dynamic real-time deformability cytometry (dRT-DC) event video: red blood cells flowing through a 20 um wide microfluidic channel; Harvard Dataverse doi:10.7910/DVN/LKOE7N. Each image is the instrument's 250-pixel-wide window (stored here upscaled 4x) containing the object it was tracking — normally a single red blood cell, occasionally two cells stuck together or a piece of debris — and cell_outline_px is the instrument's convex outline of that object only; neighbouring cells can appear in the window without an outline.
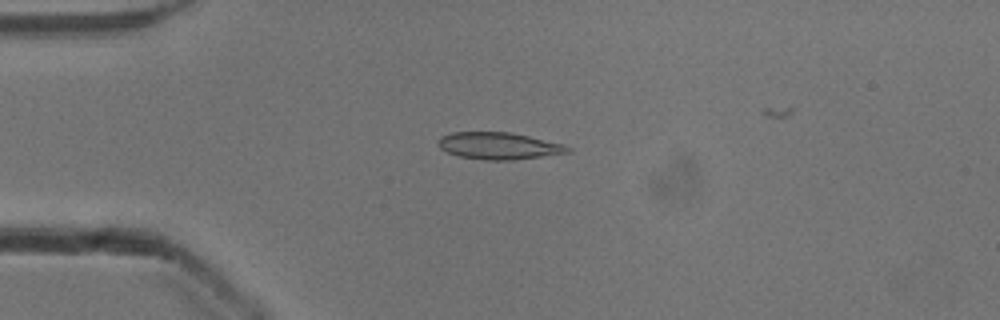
{"species": "common noctule bat (a hibernating species)", "species_latin": "Nyctalus noctula", "temperature_condition": "cold", "stored_images_in_passage": 41, "camera_frame_rate_fps": 3000, "um_per_image_px": 0.085, "animal": {"sex": "male", "body_mass_g": 13.3}, "frame": {"image": 1, "passage_image": 5, "time_ms": 1.333, "image_size_px": [1000, 320], "cell_outline_px": [[572, 152], [512, 160], [488, 160], [460, 156], [448, 152], [440, 148], [436, 144], [436, 140], [440, 136], [452, 132], [508, 132], [528, 136], [560, 144], [572, 148]], "centroid_in_image_um": [42.34, 12.39], "position_along_channel_um": 42.7, "area_um2": 20.17}}
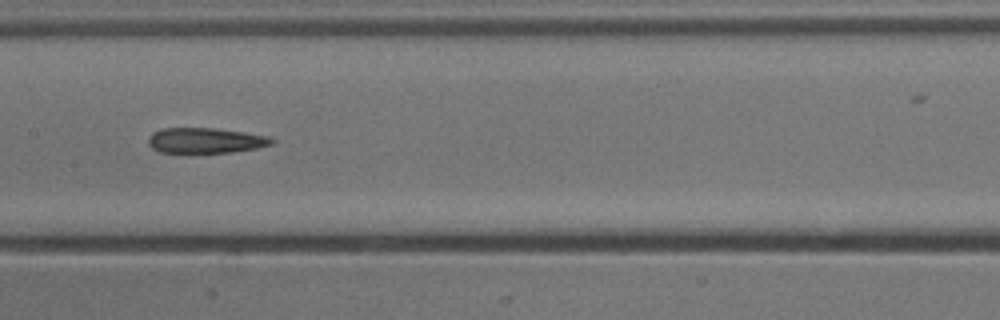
{"frame": {"image": 2, "passage_image": 18, "time_ms": 5.667, "image_size_px": [1000, 320], "cell_outline_px": [[276, 140], [272, 144], [256, 148], [232, 152], [160, 152], [152, 148], [148, 144], [148, 136], [152, 132], [160, 128], [212, 128], [244, 132], [268, 136]], "centroid_in_image_um": [17.44, 11.93], "position_along_channel_um": 190.0, "area_um2": 18.21}}
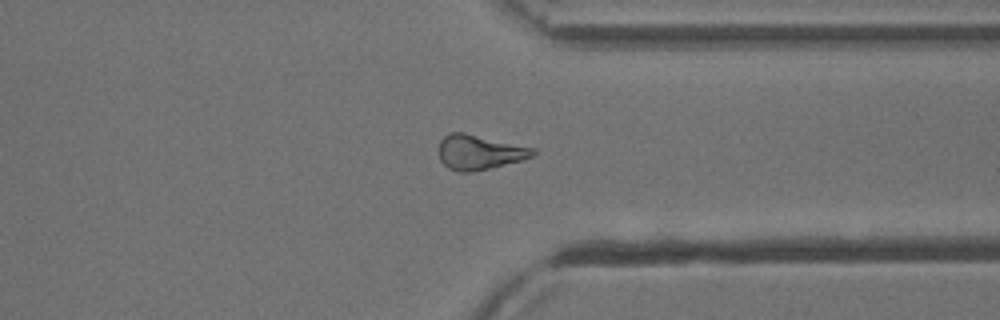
{"frame": {"image": 3, "passage_image": 32, "time_ms": 10.333, "image_size_px": [1000, 320], "cell_outline_px": [[536, 152], [532, 156], [524, 160], [488, 168], [468, 172], [456, 172], [448, 168], [440, 160], [440, 140], [444, 136], [452, 132], [464, 132], [536, 148]], "centroid_in_image_um": [40.76, 12.93], "position_along_channel_um": 370.6, "area_um2": 19.02}}